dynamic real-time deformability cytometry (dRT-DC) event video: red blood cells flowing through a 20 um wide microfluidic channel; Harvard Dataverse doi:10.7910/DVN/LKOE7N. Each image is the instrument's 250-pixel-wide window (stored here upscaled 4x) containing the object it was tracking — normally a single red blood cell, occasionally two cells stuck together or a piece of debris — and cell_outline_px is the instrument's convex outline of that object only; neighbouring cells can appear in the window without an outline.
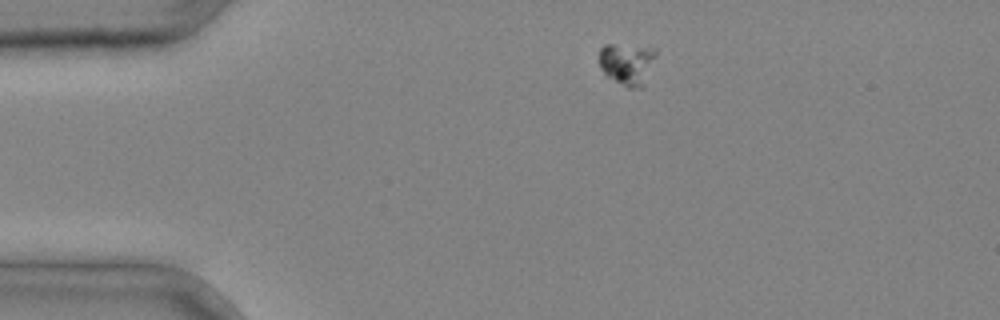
{"species": "common noctule bat (a hibernating species)", "species_latin": "Nyctalus noctula", "temperature_condition": "cold", "stored_images_in_passage": 2, "camera_frame_rate_fps": 3000, "um_per_image_px": 0.085, "animal": {"sex": "male", "body_mass_g": 20.4}, "frame": {"image": 1, "passage_image": 1, "time_ms": 0.0, "image_size_px": [1000, 320], "cell_outline_px": [[656, 56], [644, 84], [640, 88], [628, 88], [604, 76], [600, 68], [600, 48], [604, 44], [612, 44], [656, 48]], "centroid_in_image_um": [53.28, 5.43], "position_along_channel_um": 31.7, "area_um2": 13.99}}